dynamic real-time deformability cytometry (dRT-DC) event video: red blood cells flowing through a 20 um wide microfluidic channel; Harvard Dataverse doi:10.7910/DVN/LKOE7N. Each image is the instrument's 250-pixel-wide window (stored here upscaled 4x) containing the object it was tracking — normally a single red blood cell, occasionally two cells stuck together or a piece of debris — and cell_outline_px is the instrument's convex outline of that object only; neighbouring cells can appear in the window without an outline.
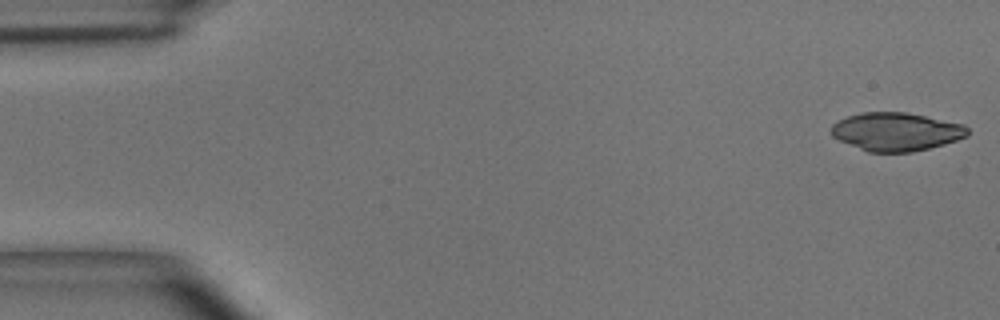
{"species": "common noctule bat (a hibernating species)", "species_latin": "Nyctalus noctula", "temperature_condition": "room temperature", "stored_images_in_passage": 6, "camera_frame_rate_fps": 3000, "um_per_image_px": 0.085, "animal": {"sex": "male", "body_mass_g": 15.6}, "frame": {"image": 1, "passage_image": 1, "time_ms": 0.0, "image_size_px": [1000, 320], "cell_outline_px": [[968, 136], [944, 144], [912, 152], [868, 152], [840, 140], [832, 136], [832, 124], [848, 116], [860, 112], [904, 112], [964, 124], [968, 128]], "centroid_in_image_um": [76.18, 11.19], "position_along_channel_um": 8.8, "area_um2": 30.17}}